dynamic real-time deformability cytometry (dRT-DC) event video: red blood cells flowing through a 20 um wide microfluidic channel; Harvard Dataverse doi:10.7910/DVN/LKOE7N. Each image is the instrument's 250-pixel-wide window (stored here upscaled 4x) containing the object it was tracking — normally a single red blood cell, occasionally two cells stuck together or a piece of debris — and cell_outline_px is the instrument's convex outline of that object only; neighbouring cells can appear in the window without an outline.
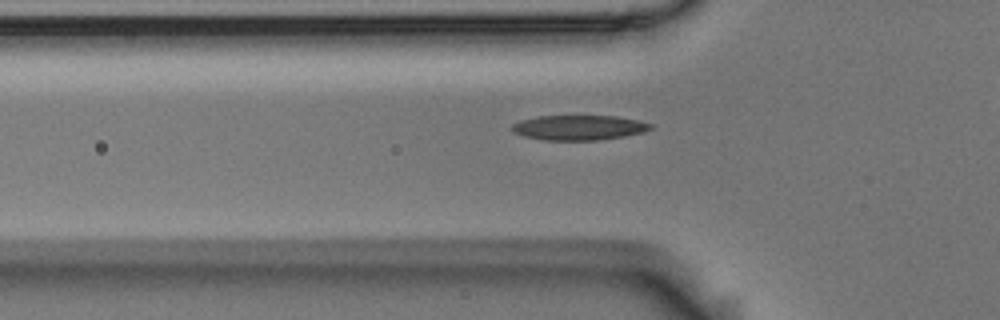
{"species": "Egyptian fruit bat (a non-hibernating species)", "species_latin": "Rousettus aegyptiacus", "temperature_condition": "room temperature", "stored_images_in_passage": 39, "camera_frame_rate_fps": 3000, "um_per_image_px": 0.085, "animal": {"sex": "male"}, "frame": {"image": 1, "passage_image": 5, "time_ms": 1.333, "image_size_px": [1000, 320], "cell_outline_px": [[652, 128], [644, 132], [624, 136], [596, 140], [544, 140], [524, 136], [512, 132], [512, 124], [520, 120], [536, 116], [616, 116], [640, 120], [652, 124]], "centroid_in_image_um": [49.2, 10.84], "position_along_channel_um": 76.6, "area_um2": 20.17}}
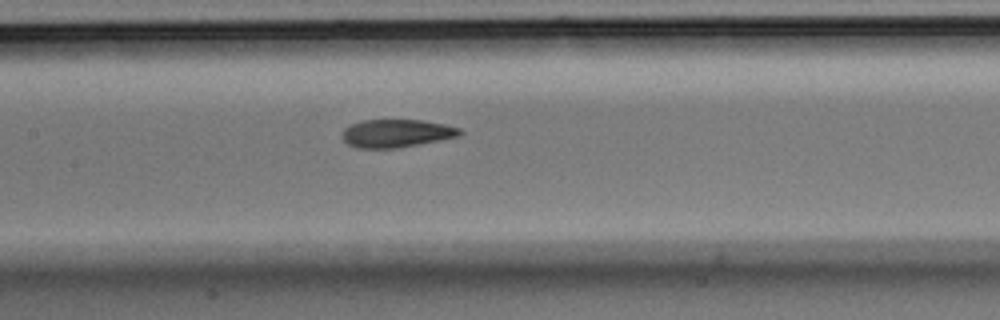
{"frame": {"image": 2, "passage_image": 13, "time_ms": 4.0, "image_size_px": [1000, 320], "cell_outline_px": [[464, 132], [460, 136], [440, 140], [396, 148], [356, 148], [348, 144], [340, 136], [344, 128], [360, 120], [420, 120], [444, 124], [460, 128]], "centroid_in_image_um": [33.68, 11.33], "position_along_channel_um": 173.7, "area_um2": 19.25}}
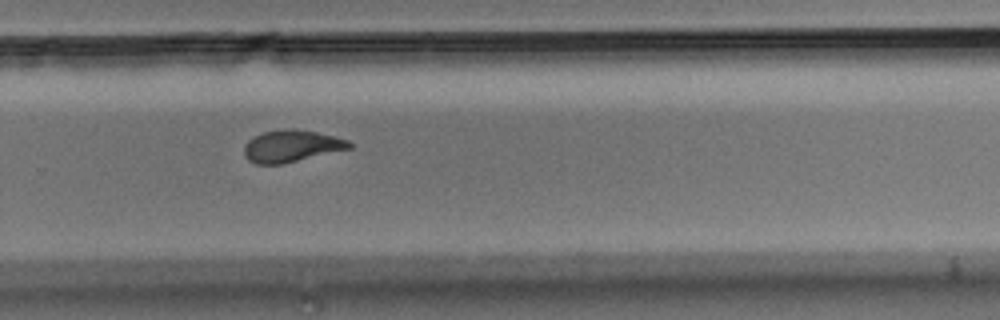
{"frame": {"image": 3, "passage_image": 24, "time_ms": 7.667, "image_size_px": [1000, 320], "cell_outline_px": [[352, 148], [280, 164], [256, 164], [248, 160], [244, 156], [244, 144], [252, 136], [264, 132], [284, 128], [292, 128], [316, 132], [348, 140], [352, 144]], "centroid_in_image_um": [24.73, 12.41], "position_along_channel_um": 305.1, "area_um2": 19.54}, "authors_computed_cell_mechanics": {"area_um2": 20.0566, "velocity_mm_per_s": 3.5992, "shape_relaxation_time_tau1_ms": 4.3286, "shape_relaxation_time_tau2_ms": 1.6096, "deformation_change_tau1": 0.1781, "deformation_change_tau2": 0.0802}}